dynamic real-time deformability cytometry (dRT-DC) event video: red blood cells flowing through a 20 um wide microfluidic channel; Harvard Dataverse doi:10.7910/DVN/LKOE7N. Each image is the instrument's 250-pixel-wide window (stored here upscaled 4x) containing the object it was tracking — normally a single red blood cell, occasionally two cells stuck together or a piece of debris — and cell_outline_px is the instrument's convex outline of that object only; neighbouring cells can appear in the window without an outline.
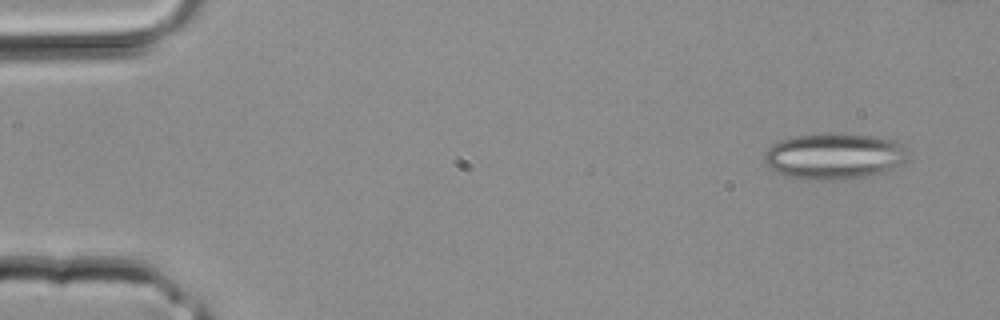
{"species": "common noctule bat (a hibernating species)", "species_latin": "Nyctalus noctula", "temperature_condition": "room temperature", "stored_images_in_passage": 3, "camera_frame_rate_fps": 3000, "um_per_image_px": 0.085, "animal": {"sex": "male", "body_mass_g": 20.4}, "frame": {"image": 1, "passage_image": 1, "time_ms": 0.0, "image_size_px": [1000, 320], "cell_outline_px": [[908, 156], [904, 160], [880, 172], [868, 176], [840, 180], [816, 180], [788, 176], [768, 168], [764, 164], [764, 156], [768, 148], [772, 144], [780, 140], [792, 136], [828, 132], [832, 132], [876, 136], [896, 140], [904, 144]], "centroid_in_image_um": [70.86, 13.24], "position_along_channel_um": 14.1, "area_um2": 38.78}}